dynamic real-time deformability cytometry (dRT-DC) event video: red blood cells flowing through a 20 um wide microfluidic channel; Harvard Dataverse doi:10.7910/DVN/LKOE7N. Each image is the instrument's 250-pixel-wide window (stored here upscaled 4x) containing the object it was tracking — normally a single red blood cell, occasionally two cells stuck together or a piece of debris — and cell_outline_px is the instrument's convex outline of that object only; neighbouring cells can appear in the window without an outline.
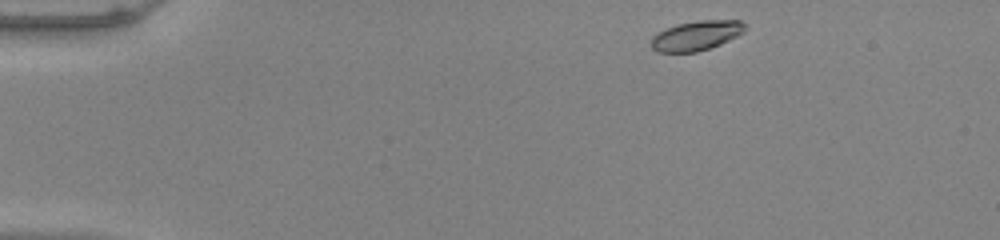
{"species": "common noctule bat (a hibernating species)", "species_latin": "Nyctalus noctula", "temperature_condition": "warm", "stored_images_in_passage": 45, "camera_frame_rate_fps": 3000, "um_per_image_px": 0.085, "animal": {"sex": "male", "body_mass_g": 20.0, "forearm_length_mm": 53.3}, "frame": {"image": 1, "passage_image": 1, "time_ms": 0.0, "image_size_px": [1000, 240], "cell_outline_px": [[744, 32], [720, 44], [696, 52], [656, 52], [652, 48], [652, 36], [668, 28], [680, 24], [700, 20], [740, 20], [744, 24]], "centroid_in_image_um": [59.19, 3.03], "position_along_channel_um": 25.8, "area_um2": 15.84}}
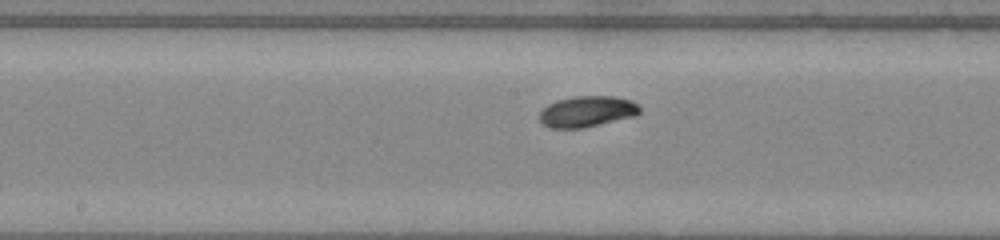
{"frame": {"image": 2, "passage_image": 21, "time_ms": 6.667, "image_size_px": [1000, 240], "cell_outline_px": [[640, 112], [636, 116], [584, 128], [548, 128], [540, 120], [540, 112], [548, 104], [556, 100], [572, 96], [612, 96], [632, 100], [640, 108]], "centroid_in_image_um": [49.9, 9.48], "position_along_channel_um": 198.3, "area_um2": 18.21}}
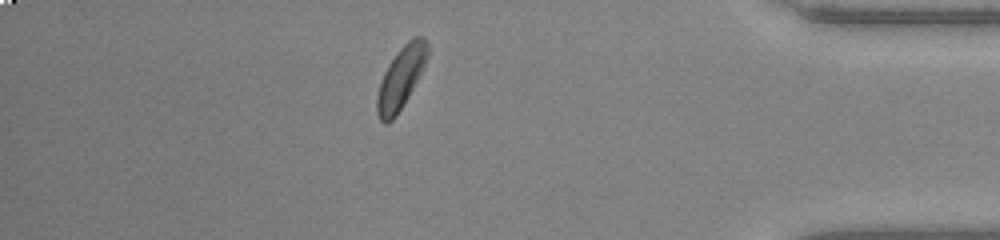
{"frame": {"image": 3, "passage_image": 39, "time_ms": 12.667, "image_size_px": [1000, 240], "cell_outline_px": [[428, 56], [404, 104], [396, 116], [388, 124], [384, 124], [380, 120], [376, 112], [376, 96], [384, 72], [388, 64], [400, 48], [412, 36], [424, 36], [428, 40]], "centroid_in_image_um": [34.06, 6.61], "position_along_channel_um": 401.1, "area_um2": 18.09}, "authors_computed_cell_mechanics": {"area_um2": 17.6868, "velocity_mm_per_s": 3.9328, "shape_relaxation_time_tau1_ms": 1.4152, "shape_relaxation_time_tau2_ms": null, "deformation_change_tau1": 0.0758, "deformation_change_tau2": null}}